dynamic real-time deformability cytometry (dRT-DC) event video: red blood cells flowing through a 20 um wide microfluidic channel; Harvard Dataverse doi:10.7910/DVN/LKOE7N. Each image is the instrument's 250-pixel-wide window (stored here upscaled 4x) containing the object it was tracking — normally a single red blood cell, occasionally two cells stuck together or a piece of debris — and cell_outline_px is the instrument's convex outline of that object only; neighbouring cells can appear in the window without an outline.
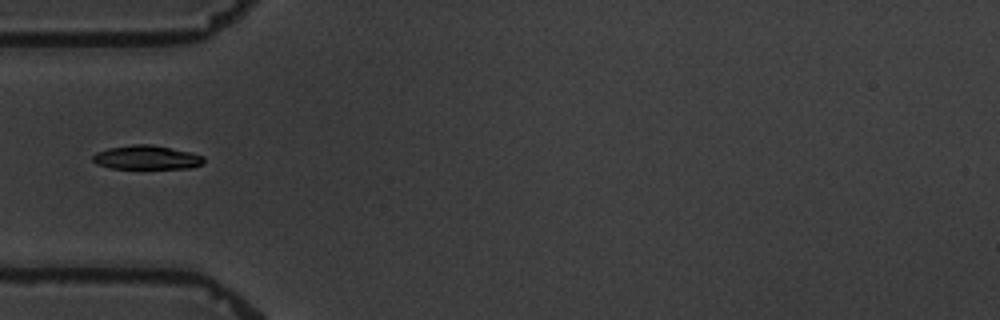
{"species": "common noctule bat (a hibernating species)", "species_latin": "Nyctalus noctula", "temperature_condition": "warm", "stored_images_in_passage": 4, "camera_frame_rate_fps": 3000, "um_per_image_px": 0.085, "animal": {"sex": "male", "body_mass_g": 19.5, "forearm_length_mm": 54.6}, "frame": {"image": 1, "passage_image": 1, "time_ms": 0.0, "image_size_px": [1000, 320], "cell_outline_px": [[204, 164], [192, 168], [112, 168], [96, 164], [92, 160], [92, 156], [96, 152], [108, 148], [132, 144], [152, 144], [192, 152], [204, 156]], "centroid_in_image_um": [12.49, 13.38], "position_along_channel_um": 72.5, "area_um2": 15.66}}
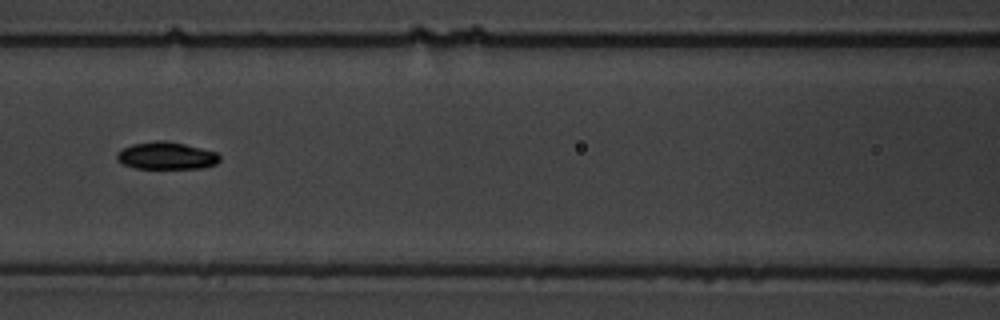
{"frame": {"image": 2, "passage_image": 3, "time_ms": 2.333, "image_size_px": [1000, 320], "cell_outline_px": [[220, 160], [216, 164], [204, 168], [136, 168], [124, 164], [116, 160], [116, 152], [120, 148], [132, 144], [156, 140], [164, 140], [184, 144], [216, 152], [220, 156]], "centroid_in_image_um": [14.11, 13.23], "position_along_channel_um": 152.5, "area_um2": 16.47}}
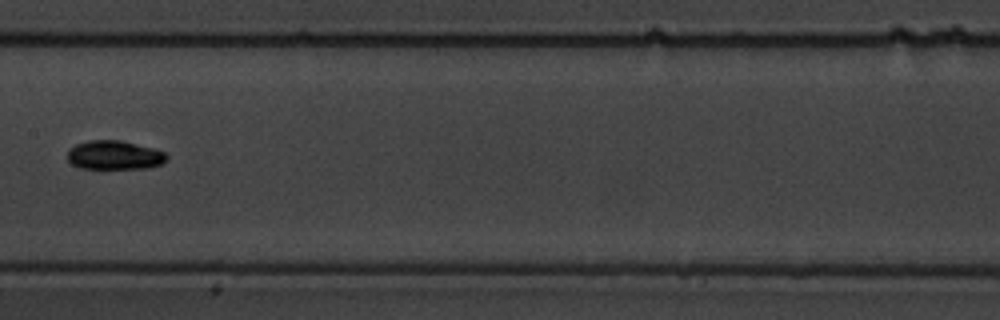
{"frame": {"image": 3, "passage_image": 4, "time_ms": 3.667, "image_size_px": [1000, 320], "cell_outline_px": [[168, 160], [160, 164], [148, 168], [80, 168], [72, 164], [68, 160], [68, 152], [76, 144], [88, 140], [120, 140], [152, 148], [164, 152], [168, 156]], "centroid_in_image_um": [9.74, 13.18], "position_along_channel_um": 197.7, "area_um2": 16.59}}